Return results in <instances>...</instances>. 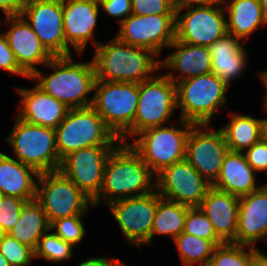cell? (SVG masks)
Returning a JSON list of instances; mask_svg holds the SVG:
<instances>
[{"instance_id":"obj_1","label":"cell","mask_w":267,"mask_h":266,"mask_svg":"<svg viewBox=\"0 0 267 266\" xmlns=\"http://www.w3.org/2000/svg\"><path fill=\"white\" fill-rule=\"evenodd\" d=\"M156 175L129 143H120L109 155L99 195L93 206L147 195L156 190Z\"/></svg>"},{"instance_id":"obj_2","label":"cell","mask_w":267,"mask_h":266,"mask_svg":"<svg viewBox=\"0 0 267 266\" xmlns=\"http://www.w3.org/2000/svg\"><path fill=\"white\" fill-rule=\"evenodd\" d=\"M45 67L52 73L44 75L41 70L35 71L29 79L37 81L36 86L43 92L64 103L68 108H86L93 102L96 81L94 62H75L71 56L53 57ZM90 97V98H89Z\"/></svg>"},{"instance_id":"obj_3","label":"cell","mask_w":267,"mask_h":266,"mask_svg":"<svg viewBox=\"0 0 267 266\" xmlns=\"http://www.w3.org/2000/svg\"><path fill=\"white\" fill-rule=\"evenodd\" d=\"M94 51L96 80L139 84L161 70L160 58L152 50L129 45L115 36L106 44L99 43Z\"/></svg>"},{"instance_id":"obj_4","label":"cell","mask_w":267,"mask_h":266,"mask_svg":"<svg viewBox=\"0 0 267 266\" xmlns=\"http://www.w3.org/2000/svg\"><path fill=\"white\" fill-rule=\"evenodd\" d=\"M178 124L145 129L129 142L155 175L185 159L187 139L194 124L180 118Z\"/></svg>"},{"instance_id":"obj_5","label":"cell","mask_w":267,"mask_h":266,"mask_svg":"<svg viewBox=\"0 0 267 266\" xmlns=\"http://www.w3.org/2000/svg\"><path fill=\"white\" fill-rule=\"evenodd\" d=\"M14 158L39 174L58 171L61 160L56 146L55 129L15 118L12 131L5 139Z\"/></svg>"},{"instance_id":"obj_6","label":"cell","mask_w":267,"mask_h":266,"mask_svg":"<svg viewBox=\"0 0 267 266\" xmlns=\"http://www.w3.org/2000/svg\"><path fill=\"white\" fill-rule=\"evenodd\" d=\"M180 119L193 124H210L216 111L225 108L229 86L212 72L176 84Z\"/></svg>"},{"instance_id":"obj_7","label":"cell","mask_w":267,"mask_h":266,"mask_svg":"<svg viewBox=\"0 0 267 266\" xmlns=\"http://www.w3.org/2000/svg\"><path fill=\"white\" fill-rule=\"evenodd\" d=\"M55 132L60 160L84 147L118 146L121 143L92 106L69 109Z\"/></svg>"},{"instance_id":"obj_8","label":"cell","mask_w":267,"mask_h":266,"mask_svg":"<svg viewBox=\"0 0 267 266\" xmlns=\"http://www.w3.org/2000/svg\"><path fill=\"white\" fill-rule=\"evenodd\" d=\"M177 108L176 84L165 74L139 83V101L132 126L119 138L129 143L141 131L168 123Z\"/></svg>"},{"instance_id":"obj_9","label":"cell","mask_w":267,"mask_h":266,"mask_svg":"<svg viewBox=\"0 0 267 266\" xmlns=\"http://www.w3.org/2000/svg\"><path fill=\"white\" fill-rule=\"evenodd\" d=\"M138 101V83L95 81L91 106L117 138L132 126Z\"/></svg>"},{"instance_id":"obj_10","label":"cell","mask_w":267,"mask_h":266,"mask_svg":"<svg viewBox=\"0 0 267 266\" xmlns=\"http://www.w3.org/2000/svg\"><path fill=\"white\" fill-rule=\"evenodd\" d=\"M35 200L49 224L60 218L85 216L94 207L92 200L59 170L39 175Z\"/></svg>"},{"instance_id":"obj_11","label":"cell","mask_w":267,"mask_h":266,"mask_svg":"<svg viewBox=\"0 0 267 266\" xmlns=\"http://www.w3.org/2000/svg\"><path fill=\"white\" fill-rule=\"evenodd\" d=\"M175 14V39L186 44L209 47L227 33V17L222 0L185 9Z\"/></svg>"},{"instance_id":"obj_12","label":"cell","mask_w":267,"mask_h":266,"mask_svg":"<svg viewBox=\"0 0 267 266\" xmlns=\"http://www.w3.org/2000/svg\"><path fill=\"white\" fill-rule=\"evenodd\" d=\"M158 204V192L130 197L107 205L127 242L140 250L151 245V231Z\"/></svg>"},{"instance_id":"obj_13","label":"cell","mask_w":267,"mask_h":266,"mask_svg":"<svg viewBox=\"0 0 267 266\" xmlns=\"http://www.w3.org/2000/svg\"><path fill=\"white\" fill-rule=\"evenodd\" d=\"M155 179L162 198L188 207H199L212 187L186 159L165 167Z\"/></svg>"},{"instance_id":"obj_14","label":"cell","mask_w":267,"mask_h":266,"mask_svg":"<svg viewBox=\"0 0 267 266\" xmlns=\"http://www.w3.org/2000/svg\"><path fill=\"white\" fill-rule=\"evenodd\" d=\"M211 124H194L191 127L185 159L211 185L217 180L225 154L229 151L223 132L209 129Z\"/></svg>"},{"instance_id":"obj_15","label":"cell","mask_w":267,"mask_h":266,"mask_svg":"<svg viewBox=\"0 0 267 266\" xmlns=\"http://www.w3.org/2000/svg\"><path fill=\"white\" fill-rule=\"evenodd\" d=\"M116 37L129 45L152 50L159 57L175 40V14L134 15L121 24Z\"/></svg>"},{"instance_id":"obj_16","label":"cell","mask_w":267,"mask_h":266,"mask_svg":"<svg viewBox=\"0 0 267 266\" xmlns=\"http://www.w3.org/2000/svg\"><path fill=\"white\" fill-rule=\"evenodd\" d=\"M21 15L53 56H71L63 28L62 0H28Z\"/></svg>"},{"instance_id":"obj_17","label":"cell","mask_w":267,"mask_h":266,"mask_svg":"<svg viewBox=\"0 0 267 266\" xmlns=\"http://www.w3.org/2000/svg\"><path fill=\"white\" fill-rule=\"evenodd\" d=\"M117 146H90L68 154L59 171L70 179L92 201L103 184L106 161Z\"/></svg>"},{"instance_id":"obj_18","label":"cell","mask_w":267,"mask_h":266,"mask_svg":"<svg viewBox=\"0 0 267 266\" xmlns=\"http://www.w3.org/2000/svg\"><path fill=\"white\" fill-rule=\"evenodd\" d=\"M63 28L66 44L72 46L79 56L84 53L88 41L94 48L100 43L94 33L100 4L97 0H62Z\"/></svg>"},{"instance_id":"obj_19","label":"cell","mask_w":267,"mask_h":266,"mask_svg":"<svg viewBox=\"0 0 267 266\" xmlns=\"http://www.w3.org/2000/svg\"><path fill=\"white\" fill-rule=\"evenodd\" d=\"M3 21L10 27L5 33L9 46L29 76L38 70L36 65L45 66L53 58L22 15L5 16Z\"/></svg>"},{"instance_id":"obj_20","label":"cell","mask_w":267,"mask_h":266,"mask_svg":"<svg viewBox=\"0 0 267 266\" xmlns=\"http://www.w3.org/2000/svg\"><path fill=\"white\" fill-rule=\"evenodd\" d=\"M267 240V184L239 197V215L234 244L258 248L255 244ZM257 246V247H256Z\"/></svg>"},{"instance_id":"obj_21","label":"cell","mask_w":267,"mask_h":266,"mask_svg":"<svg viewBox=\"0 0 267 266\" xmlns=\"http://www.w3.org/2000/svg\"><path fill=\"white\" fill-rule=\"evenodd\" d=\"M16 91L21 97L16 117L31 124L55 129L70 109L36 85L30 89L17 87Z\"/></svg>"},{"instance_id":"obj_22","label":"cell","mask_w":267,"mask_h":266,"mask_svg":"<svg viewBox=\"0 0 267 266\" xmlns=\"http://www.w3.org/2000/svg\"><path fill=\"white\" fill-rule=\"evenodd\" d=\"M168 48H174V51L160 60V67L161 70L171 69L165 75L175 84L211 72L212 59L209 47L186 44L175 39ZM175 71H179V74H174Z\"/></svg>"},{"instance_id":"obj_23","label":"cell","mask_w":267,"mask_h":266,"mask_svg":"<svg viewBox=\"0 0 267 266\" xmlns=\"http://www.w3.org/2000/svg\"><path fill=\"white\" fill-rule=\"evenodd\" d=\"M199 208L209 218L216 235L224 242H233L237 231L239 197L211 187Z\"/></svg>"},{"instance_id":"obj_24","label":"cell","mask_w":267,"mask_h":266,"mask_svg":"<svg viewBox=\"0 0 267 266\" xmlns=\"http://www.w3.org/2000/svg\"><path fill=\"white\" fill-rule=\"evenodd\" d=\"M244 45V41L226 33L209 46L212 59L211 72L229 87L232 81L244 73L249 64L248 51Z\"/></svg>"},{"instance_id":"obj_25","label":"cell","mask_w":267,"mask_h":266,"mask_svg":"<svg viewBox=\"0 0 267 266\" xmlns=\"http://www.w3.org/2000/svg\"><path fill=\"white\" fill-rule=\"evenodd\" d=\"M39 173L0 151V191L27 202L36 199Z\"/></svg>"},{"instance_id":"obj_26","label":"cell","mask_w":267,"mask_h":266,"mask_svg":"<svg viewBox=\"0 0 267 266\" xmlns=\"http://www.w3.org/2000/svg\"><path fill=\"white\" fill-rule=\"evenodd\" d=\"M255 174L257 172L248 164L243 152L229 150L224 156L220 174L212 187L241 197L262 186L256 184Z\"/></svg>"},{"instance_id":"obj_27","label":"cell","mask_w":267,"mask_h":266,"mask_svg":"<svg viewBox=\"0 0 267 266\" xmlns=\"http://www.w3.org/2000/svg\"><path fill=\"white\" fill-rule=\"evenodd\" d=\"M222 3L227 15V33L244 42L261 25L267 24L260 0H222Z\"/></svg>"},{"instance_id":"obj_28","label":"cell","mask_w":267,"mask_h":266,"mask_svg":"<svg viewBox=\"0 0 267 266\" xmlns=\"http://www.w3.org/2000/svg\"><path fill=\"white\" fill-rule=\"evenodd\" d=\"M229 121L219 129L230 151L244 152L261 140V128L264 118L251 115L228 113Z\"/></svg>"},{"instance_id":"obj_29","label":"cell","mask_w":267,"mask_h":266,"mask_svg":"<svg viewBox=\"0 0 267 266\" xmlns=\"http://www.w3.org/2000/svg\"><path fill=\"white\" fill-rule=\"evenodd\" d=\"M49 229L45 211L36 200H32L25 203L17 224L7 234L35 250L39 239Z\"/></svg>"},{"instance_id":"obj_30","label":"cell","mask_w":267,"mask_h":266,"mask_svg":"<svg viewBox=\"0 0 267 266\" xmlns=\"http://www.w3.org/2000/svg\"><path fill=\"white\" fill-rule=\"evenodd\" d=\"M188 206L162 198L158 193V204L151 231L154 235H168L173 240L184 230Z\"/></svg>"},{"instance_id":"obj_31","label":"cell","mask_w":267,"mask_h":266,"mask_svg":"<svg viewBox=\"0 0 267 266\" xmlns=\"http://www.w3.org/2000/svg\"><path fill=\"white\" fill-rule=\"evenodd\" d=\"M172 241L183 266H207L216 247L211 241L184 232Z\"/></svg>"},{"instance_id":"obj_32","label":"cell","mask_w":267,"mask_h":266,"mask_svg":"<svg viewBox=\"0 0 267 266\" xmlns=\"http://www.w3.org/2000/svg\"><path fill=\"white\" fill-rule=\"evenodd\" d=\"M49 229L39 239L38 245L34 250V259L43 258L48 262H64L73 258V249L75 248L70 243L64 241L53 231Z\"/></svg>"},{"instance_id":"obj_33","label":"cell","mask_w":267,"mask_h":266,"mask_svg":"<svg viewBox=\"0 0 267 266\" xmlns=\"http://www.w3.org/2000/svg\"><path fill=\"white\" fill-rule=\"evenodd\" d=\"M207 266H251V246L232 242L218 245Z\"/></svg>"},{"instance_id":"obj_34","label":"cell","mask_w":267,"mask_h":266,"mask_svg":"<svg viewBox=\"0 0 267 266\" xmlns=\"http://www.w3.org/2000/svg\"><path fill=\"white\" fill-rule=\"evenodd\" d=\"M183 232L211 241L215 246L224 243L216 235L209 218L199 207H188Z\"/></svg>"},{"instance_id":"obj_35","label":"cell","mask_w":267,"mask_h":266,"mask_svg":"<svg viewBox=\"0 0 267 266\" xmlns=\"http://www.w3.org/2000/svg\"><path fill=\"white\" fill-rule=\"evenodd\" d=\"M0 252L10 266H29L34 260V250L7 233L0 242Z\"/></svg>"},{"instance_id":"obj_36","label":"cell","mask_w":267,"mask_h":266,"mask_svg":"<svg viewBox=\"0 0 267 266\" xmlns=\"http://www.w3.org/2000/svg\"><path fill=\"white\" fill-rule=\"evenodd\" d=\"M84 216H71L60 218L50 224V230L64 241L76 247L85 236V226L82 221Z\"/></svg>"},{"instance_id":"obj_37","label":"cell","mask_w":267,"mask_h":266,"mask_svg":"<svg viewBox=\"0 0 267 266\" xmlns=\"http://www.w3.org/2000/svg\"><path fill=\"white\" fill-rule=\"evenodd\" d=\"M26 202V200L17 197L4 195L0 202V225L6 233L17 224Z\"/></svg>"},{"instance_id":"obj_38","label":"cell","mask_w":267,"mask_h":266,"mask_svg":"<svg viewBox=\"0 0 267 266\" xmlns=\"http://www.w3.org/2000/svg\"><path fill=\"white\" fill-rule=\"evenodd\" d=\"M131 3L134 15L176 14L170 0H131Z\"/></svg>"},{"instance_id":"obj_39","label":"cell","mask_w":267,"mask_h":266,"mask_svg":"<svg viewBox=\"0 0 267 266\" xmlns=\"http://www.w3.org/2000/svg\"><path fill=\"white\" fill-rule=\"evenodd\" d=\"M0 25L2 22L0 21ZM1 31V30H0ZM0 69L10 74H16L21 77L30 76L19 66L15 54L11 50L5 33H0Z\"/></svg>"},{"instance_id":"obj_40","label":"cell","mask_w":267,"mask_h":266,"mask_svg":"<svg viewBox=\"0 0 267 266\" xmlns=\"http://www.w3.org/2000/svg\"><path fill=\"white\" fill-rule=\"evenodd\" d=\"M246 161L256 172L267 173V146L262 140L243 152Z\"/></svg>"},{"instance_id":"obj_41","label":"cell","mask_w":267,"mask_h":266,"mask_svg":"<svg viewBox=\"0 0 267 266\" xmlns=\"http://www.w3.org/2000/svg\"><path fill=\"white\" fill-rule=\"evenodd\" d=\"M99 4L103 12L117 18L119 24L132 14L131 0H100Z\"/></svg>"},{"instance_id":"obj_42","label":"cell","mask_w":267,"mask_h":266,"mask_svg":"<svg viewBox=\"0 0 267 266\" xmlns=\"http://www.w3.org/2000/svg\"><path fill=\"white\" fill-rule=\"evenodd\" d=\"M28 0H0V10L5 16L21 15Z\"/></svg>"},{"instance_id":"obj_43","label":"cell","mask_w":267,"mask_h":266,"mask_svg":"<svg viewBox=\"0 0 267 266\" xmlns=\"http://www.w3.org/2000/svg\"><path fill=\"white\" fill-rule=\"evenodd\" d=\"M122 263L118 258L90 257L81 261L77 266H119Z\"/></svg>"},{"instance_id":"obj_44","label":"cell","mask_w":267,"mask_h":266,"mask_svg":"<svg viewBox=\"0 0 267 266\" xmlns=\"http://www.w3.org/2000/svg\"><path fill=\"white\" fill-rule=\"evenodd\" d=\"M216 1L217 0H170V3L175 12H182L186 8L204 6Z\"/></svg>"},{"instance_id":"obj_45","label":"cell","mask_w":267,"mask_h":266,"mask_svg":"<svg viewBox=\"0 0 267 266\" xmlns=\"http://www.w3.org/2000/svg\"><path fill=\"white\" fill-rule=\"evenodd\" d=\"M251 266H267V254L260 248L251 247Z\"/></svg>"},{"instance_id":"obj_46","label":"cell","mask_w":267,"mask_h":266,"mask_svg":"<svg viewBox=\"0 0 267 266\" xmlns=\"http://www.w3.org/2000/svg\"><path fill=\"white\" fill-rule=\"evenodd\" d=\"M259 77L261 79V81L263 82V85L265 86V90H266V94L264 95V109L265 111H267V70L261 71L259 72Z\"/></svg>"},{"instance_id":"obj_47","label":"cell","mask_w":267,"mask_h":266,"mask_svg":"<svg viewBox=\"0 0 267 266\" xmlns=\"http://www.w3.org/2000/svg\"><path fill=\"white\" fill-rule=\"evenodd\" d=\"M261 140L267 146V117L264 118L262 128H261Z\"/></svg>"},{"instance_id":"obj_48","label":"cell","mask_w":267,"mask_h":266,"mask_svg":"<svg viewBox=\"0 0 267 266\" xmlns=\"http://www.w3.org/2000/svg\"><path fill=\"white\" fill-rule=\"evenodd\" d=\"M0 266H10L6 258L0 252Z\"/></svg>"},{"instance_id":"obj_49","label":"cell","mask_w":267,"mask_h":266,"mask_svg":"<svg viewBox=\"0 0 267 266\" xmlns=\"http://www.w3.org/2000/svg\"><path fill=\"white\" fill-rule=\"evenodd\" d=\"M260 4L264 14L267 16V0H260Z\"/></svg>"},{"instance_id":"obj_50","label":"cell","mask_w":267,"mask_h":266,"mask_svg":"<svg viewBox=\"0 0 267 266\" xmlns=\"http://www.w3.org/2000/svg\"><path fill=\"white\" fill-rule=\"evenodd\" d=\"M5 234H6V232L3 230V228L0 225V242L2 241Z\"/></svg>"},{"instance_id":"obj_51","label":"cell","mask_w":267,"mask_h":266,"mask_svg":"<svg viewBox=\"0 0 267 266\" xmlns=\"http://www.w3.org/2000/svg\"><path fill=\"white\" fill-rule=\"evenodd\" d=\"M3 197H4V195H3V193L0 191V202L2 201Z\"/></svg>"},{"instance_id":"obj_52","label":"cell","mask_w":267,"mask_h":266,"mask_svg":"<svg viewBox=\"0 0 267 266\" xmlns=\"http://www.w3.org/2000/svg\"><path fill=\"white\" fill-rule=\"evenodd\" d=\"M119 266H127V265L122 262Z\"/></svg>"}]
</instances>
